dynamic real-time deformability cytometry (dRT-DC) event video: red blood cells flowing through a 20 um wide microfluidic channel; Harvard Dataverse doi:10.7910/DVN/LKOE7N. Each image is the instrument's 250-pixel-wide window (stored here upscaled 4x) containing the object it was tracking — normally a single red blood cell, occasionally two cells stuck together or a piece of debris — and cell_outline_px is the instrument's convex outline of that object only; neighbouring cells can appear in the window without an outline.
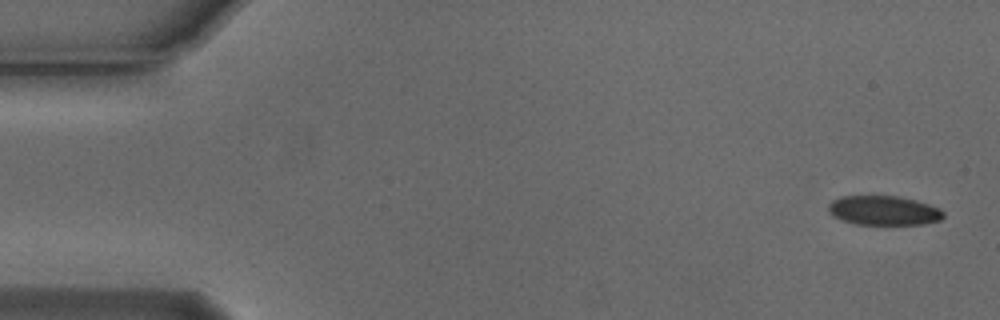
{"species": "Egyptian fruit bat (a non-hibernating species)", "species_latin": "Rousettus aegyptiacus", "temperature_condition": "cold", "stored_images_in_passage": 5, "camera_frame_rate_fps": 3000, "um_per_image_px": 0.085, "animal": {"sex": "male"}, "frame": {"image": 1, "passage_image": 1, "time_ms": 0.0, "image_size_px": [1000, 320], "cell_outline_px": [[944, 216], [940, 220], [924, 224], [856, 224], [840, 220], [832, 216], [828, 212], [828, 204], [832, 200], [840, 196], [896, 196], [916, 200], [940, 208], [944, 212]], "centroid_in_image_um": [75.08, 17.89], "position_along_channel_um": 9.9, "area_um2": 19.83}}
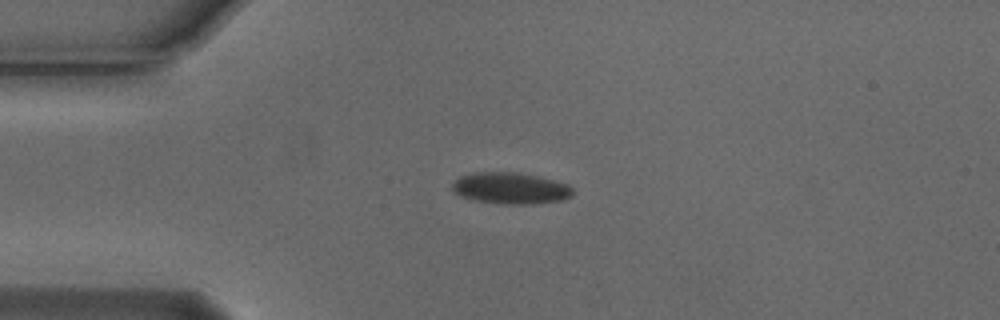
{"frame": {"image": 2, "passage_image": 4, "time_ms": 1.0, "image_size_px": [1000, 320], "cell_outline_px": [[572, 196], [564, 200], [532, 204], [500, 204], [472, 200], [460, 196], [452, 192], [452, 184], [460, 176], [472, 172], [512, 172], [536, 176], [568, 184], [572, 188]], "centroid_in_image_um": [43.36, 16.01], "position_along_channel_um": 41.6, "area_um2": 22.2}}